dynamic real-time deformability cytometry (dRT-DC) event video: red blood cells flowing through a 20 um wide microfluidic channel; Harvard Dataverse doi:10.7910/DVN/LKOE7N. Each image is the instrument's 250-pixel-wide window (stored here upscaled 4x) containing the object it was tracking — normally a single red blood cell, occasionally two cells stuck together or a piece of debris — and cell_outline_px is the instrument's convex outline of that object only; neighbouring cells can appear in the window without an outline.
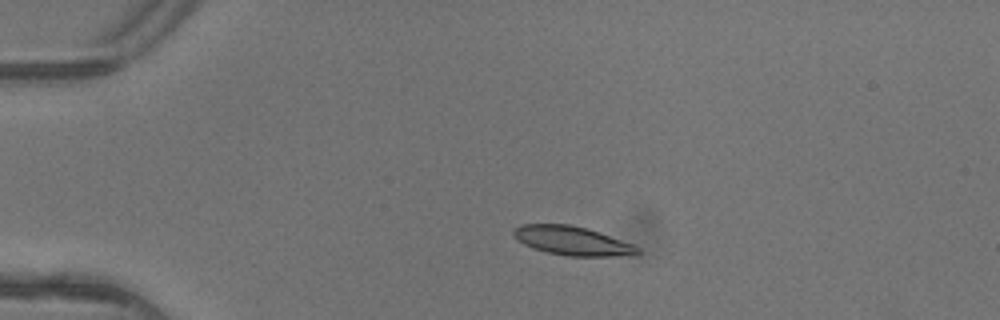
{"species": "common noctule bat (a hibernating species)", "species_latin": "Nyctalus noctula", "temperature_condition": "warm", "stored_images_in_passage": 5, "camera_frame_rate_fps": 3000, "um_per_image_px": 0.085, "animal": {"sex": "female"}, "frame": {"image": 1, "passage_image": 3, "time_ms": 0.667, "image_size_px": [1000, 320], "cell_outline_px": [[640, 252], [636, 256], [568, 256], [548, 252], [532, 248], [524, 244], [512, 236], [512, 228], [520, 224], [568, 224], [588, 228], [632, 244], [640, 248]], "centroid_in_image_um": [48.63, 20.46], "position_along_channel_um": 36.4, "area_um2": 21.1}}
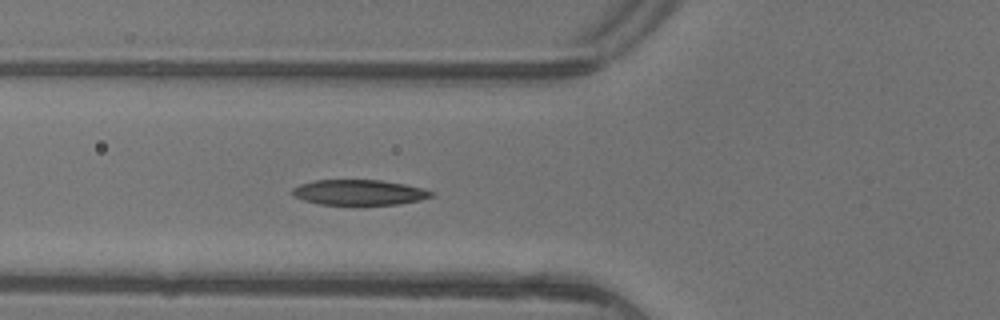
{"frame": {"image": 2, "passage_image": 5, "time_ms": 1.333, "image_size_px": [1000, 320], "cell_outline_px": [[432, 196], [420, 200], [400, 204], [320, 204], [304, 200], [292, 196], [292, 188], [300, 184], [316, 180], [380, 180], [404, 184], [424, 188], [432, 192]], "centroid_in_image_um": [30.51, 16.35], "position_along_channel_um": 95.3, "area_um2": 20.35}}